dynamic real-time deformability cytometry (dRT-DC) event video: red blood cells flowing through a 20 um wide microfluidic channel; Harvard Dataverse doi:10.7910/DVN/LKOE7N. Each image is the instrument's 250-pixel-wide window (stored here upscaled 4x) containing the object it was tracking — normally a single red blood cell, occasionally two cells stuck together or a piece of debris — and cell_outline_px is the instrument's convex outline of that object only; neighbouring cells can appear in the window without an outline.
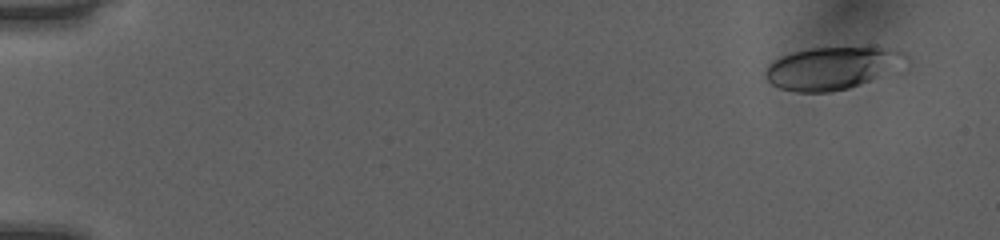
{"species": "human", "species_latin": "Homo sapiens", "temperature_condition": "room temperature", "stored_images_in_passage": 11, "camera_frame_rate_fps": 3000, "um_per_image_px": 0.085, "donor": {"sex": "female"}, "frame": {"image": 1, "passage_image": 1, "time_ms": 0.0, "image_size_px": [1000, 240], "cell_outline_px": [[908, 56], [868, 80], [860, 84], [848, 88], [832, 92], [796, 92], [780, 88], [772, 84], [764, 76], [764, 72], [768, 64], [772, 60], [780, 56], [792, 52], [812, 48], [900, 48]], "centroid_in_image_um": [70.53, 5.78], "position_along_channel_um": 14.5, "area_um2": 33.64}}